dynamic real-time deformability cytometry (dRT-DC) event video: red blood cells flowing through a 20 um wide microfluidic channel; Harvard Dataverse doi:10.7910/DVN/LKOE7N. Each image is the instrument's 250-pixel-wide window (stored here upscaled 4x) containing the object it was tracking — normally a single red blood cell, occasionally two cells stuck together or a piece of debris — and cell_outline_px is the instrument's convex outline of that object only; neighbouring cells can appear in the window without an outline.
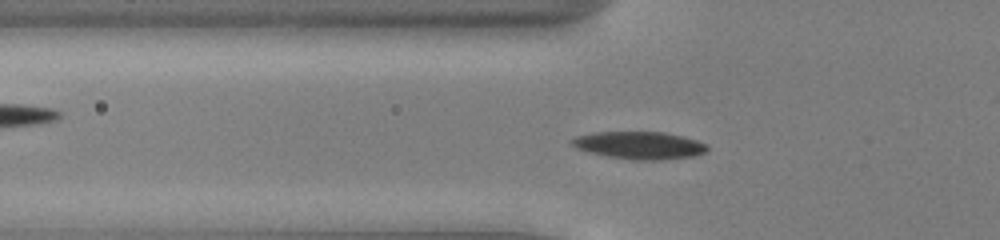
{"species": "common noctule bat (a hibernating species)", "species_latin": "Nyctalus noctula", "temperature_condition": "cold", "stored_images_in_passage": 50, "camera_frame_rate_fps": 3000, "um_per_image_px": 0.085, "animal": {"sex": "male", "body_mass_g": 13.0, "forearm_length_mm": 53.1}, "frame": {"image": 1, "passage_image": 16, "time_ms": 5.0, "image_size_px": [1000, 240], "cell_outline_px": [[708, 148], [704, 152], [692, 156], [660, 160], [632, 160], [608, 156], [588, 152], [576, 148], [568, 140], [576, 136], [596, 132], [664, 132], [696, 140], [704, 144]], "centroid_in_image_um": [54.29, 12.35], "position_along_channel_um": 71.5, "area_um2": 21.5}}
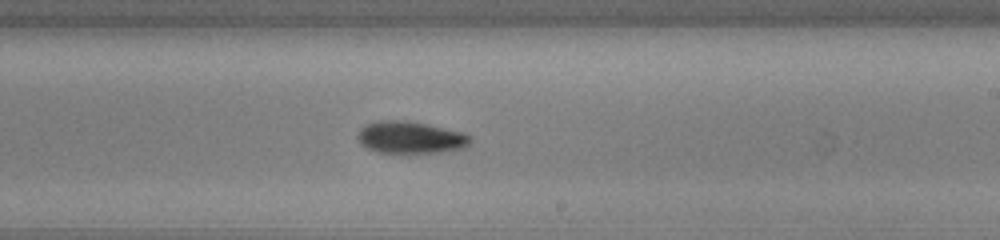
{"frame": {"image": 2, "passage_image": 30, "time_ms": 9.667, "image_size_px": [1000, 240], "cell_outline_px": [[472, 140], [464, 148], [444, 152], [408, 156], [376, 152], [360, 144], [356, 136], [360, 128], [364, 124], [376, 120], [408, 120], [444, 128], [460, 132], [468, 136]], "centroid_in_image_um": [34.82, 11.73], "position_along_channel_um": 254.2, "area_um2": 22.02}}
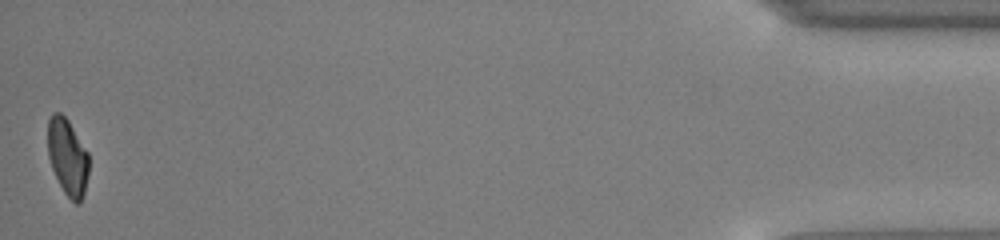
{"frame": {"image": 3, "passage_image": 50, "time_ms": 16.333, "image_size_px": [1000, 240], "cell_outline_px": [[88, 176], [84, 192], [80, 204], [76, 204], [64, 192], [52, 168], [48, 156], [48, 120], [52, 112], [60, 112], [68, 120], [88, 152]], "centroid_in_image_um": [5.74, 13.33], "position_along_channel_um": 429.5, "area_um2": 18.21}, "authors_computed_cell_mechanics": {"area_um2": 19.7387, "velocity_mm_per_s": 3.9394, "shape_relaxation_time_tau1_ms": 2.8761, "shape_relaxation_time_tau2_ms": 6.2354, "deformation_change_tau1": 0.1417, "deformation_change_tau2": 0.129}}